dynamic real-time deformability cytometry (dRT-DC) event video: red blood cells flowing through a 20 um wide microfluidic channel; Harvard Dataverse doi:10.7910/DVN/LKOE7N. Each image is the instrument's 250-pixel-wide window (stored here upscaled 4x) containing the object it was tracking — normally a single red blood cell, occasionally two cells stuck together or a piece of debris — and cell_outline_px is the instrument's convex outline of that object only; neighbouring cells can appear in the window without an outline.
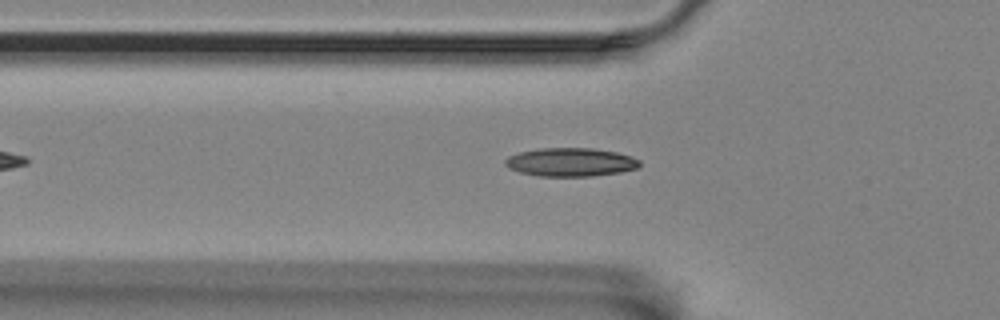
{"species": "Egyptian fruit bat (a non-hibernating species)", "species_latin": "Rousettus aegyptiacus", "temperature_condition": "room temperature", "stored_images_in_passage": 21, "camera_frame_rate_fps": 3000, "um_per_image_px": 0.085, "animal": {"sex": "female"}, "frame": {"image": 1, "passage_image": 8, "time_ms": 2.333, "image_size_px": [1000, 320], "cell_outline_px": [[640, 164], [636, 168], [620, 172], [592, 176], [540, 176], [520, 172], [508, 168], [504, 164], [504, 160], [508, 156], [520, 152], [540, 148], [592, 148], [616, 152], [640, 160]], "centroid_in_image_um": [48.46, 13.78], "position_along_channel_um": 77.3, "area_um2": 22.2}}
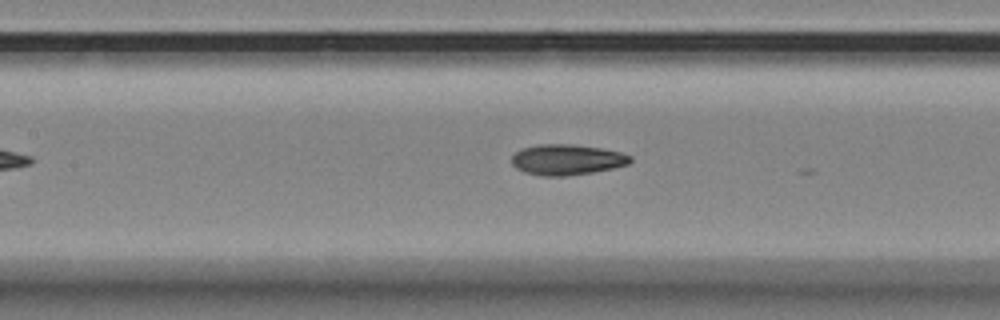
{"frame": {"image": 2, "passage_image": 15, "time_ms": 4.667, "image_size_px": [1000, 320], "cell_outline_px": [[632, 160], [628, 164], [612, 168], [592, 172], [568, 176], [544, 176], [524, 172], [516, 168], [512, 164], [512, 156], [520, 148], [540, 144], [572, 144], [600, 148], [620, 152], [632, 156]], "centroid_in_image_um": [48.17, 13.57], "position_along_channel_um": 159.2, "area_um2": 21.15}}
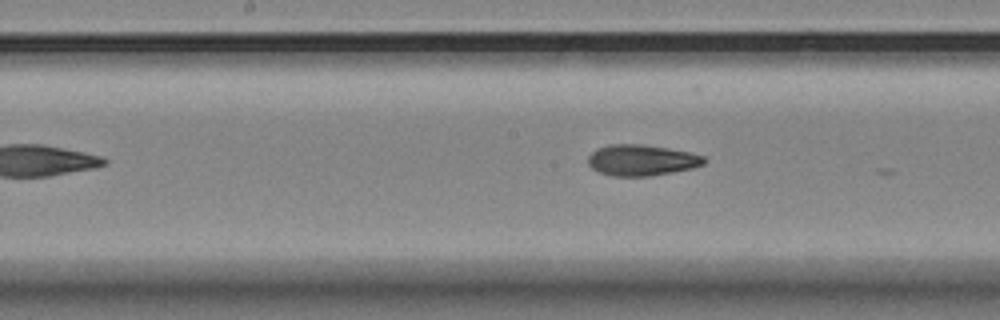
{"frame": {"image": 3, "passage_image": 18, "time_ms": 5.667, "image_size_px": [1000, 320], "cell_outline_px": [[704, 164], [692, 168], [672, 172], [648, 176], [612, 176], [600, 172], [592, 168], [588, 164], [588, 156], [596, 148], [612, 144], [640, 144], [668, 148], [688, 152], [704, 156]], "centroid_in_image_um": [54.5, 13.61], "position_along_channel_um": 193.7, "area_um2": 20.81}}